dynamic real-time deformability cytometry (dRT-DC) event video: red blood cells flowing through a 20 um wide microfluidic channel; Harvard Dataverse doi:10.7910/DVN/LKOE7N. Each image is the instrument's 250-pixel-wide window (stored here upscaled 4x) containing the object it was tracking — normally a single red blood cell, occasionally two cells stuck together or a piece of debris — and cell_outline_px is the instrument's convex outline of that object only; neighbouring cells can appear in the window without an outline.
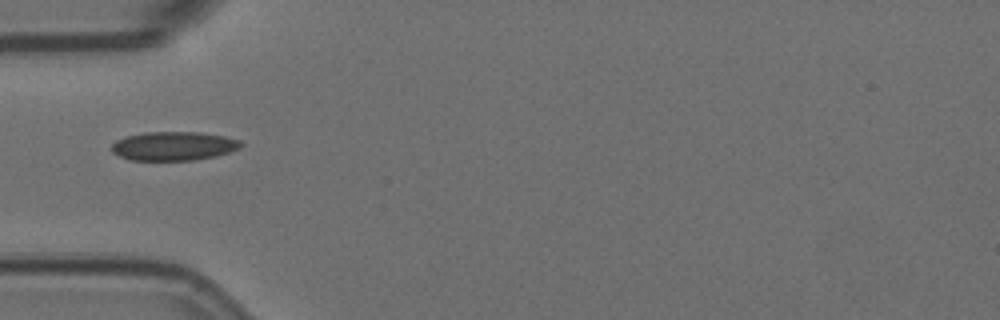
{"species": "Egyptian fruit bat (a non-hibernating species)", "species_latin": "Rousettus aegyptiacus", "temperature_condition": "room temperature", "stored_images_in_passage": 34, "camera_frame_rate_fps": 3000, "um_per_image_px": 0.085, "animal": {"sex": "female"}, "frame": {"image": 1, "passage_image": 1, "time_ms": 0.0, "image_size_px": [1000, 320], "cell_outline_px": [[244, 144], [240, 148], [216, 156], [192, 160], [128, 160], [112, 152], [112, 144], [116, 140], [124, 136], [144, 132], [200, 132], [224, 136], [240, 140]], "centroid_in_image_um": [14.75, 12.4], "position_along_channel_um": 70.3, "area_um2": 21.85}}
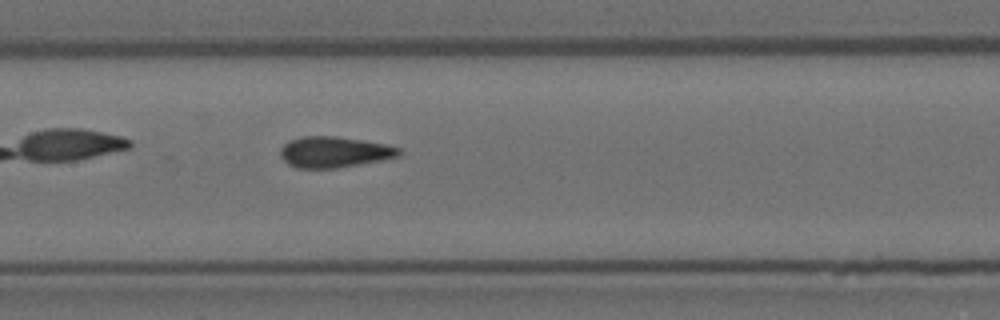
{"frame": {"image": 2, "passage_image": 10, "time_ms": 3.0, "image_size_px": [1000, 320], "cell_outline_px": [[404, 152], [400, 156], [384, 160], [336, 168], [296, 168], [288, 164], [280, 156], [280, 148], [288, 140], [304, 136], [336, 136], [364, 140], [388, 144], [400, 148]], "centroid_in_image_um": [28.45, 12.92], "position_along_channel_um": 179.0, "area_um2": 21.73}}
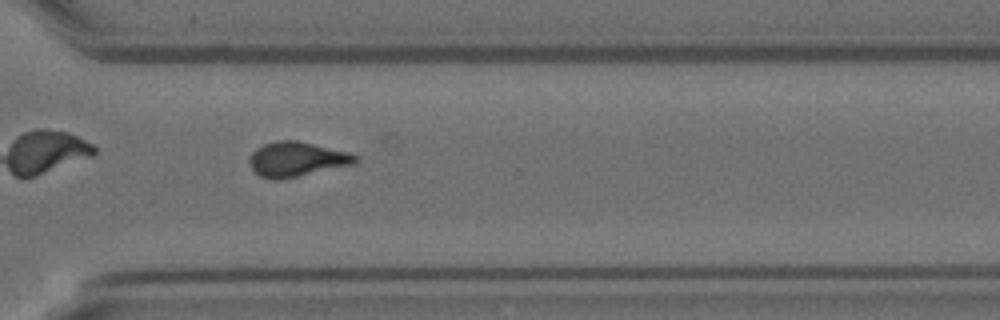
{"frame": {"image": 3, "passage_image": 24, "time_ms": 7.667, "image_size_px": [1000, 320], "cell_outline_px": [[360, 156], [356, 164], [280, 180], [272, 180], [260, 176], [252, 168], [248, 160], [252, 152], [256, 148], [264, 144], [276, 140], [296, 140], [348, 152]], "centroid_in_image_um": [25.23, 13.54], "position_along_channel_um": 345.4, "area_um2": 21.56}, "authors_computed_cell_mechanics": {"area_um2": 21.2704, "velocity_mm_per_s": 3.5826, "shape_relaxation_time_tau1_ms": 10.6446, "shape_relaxation_time_tau2_ms": 1.124, "deformation_change_tau1": 0.2204, "deformation_change_tau2": 0.0576}}